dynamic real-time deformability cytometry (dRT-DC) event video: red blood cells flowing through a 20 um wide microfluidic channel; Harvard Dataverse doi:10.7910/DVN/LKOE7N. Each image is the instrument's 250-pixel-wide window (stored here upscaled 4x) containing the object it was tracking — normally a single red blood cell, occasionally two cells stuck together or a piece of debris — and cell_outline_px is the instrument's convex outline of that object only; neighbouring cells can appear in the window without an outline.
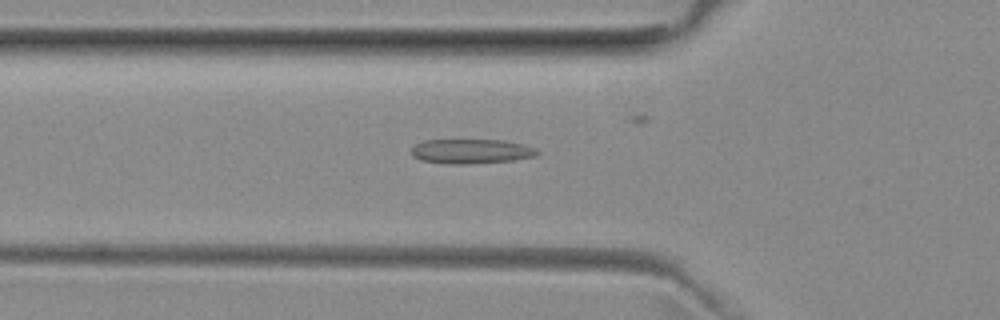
{"species": "common noctule bat (a hibernating species)", "species_latin": "Nyctalus noctula", "temperature_condition": "room temperature", "stored_images_in_passage": 41, "camera_frame_rate_fps": 3000, "um_per_image_px": 0.085, "animal": {"sex": "female", "body_mass_g": 29.2, "forearm_length_mm": 56.3}, "frame": {"image": 1, "passage_image": 17, "time_ms": 5.333, "image_size_px": [1000, 320], "cell_outline_px": [[540, 152], [536, 156], [512, 160], [464, 164], [444, 164], [420, 160], [412, 156], [412, 148], [416, 144], [424, 140], [504, 140], [524, 144], [536, 148]], "centroid_in_image_um": [40.05, 12.86], "position_along_channel_um": 85.7, "area_um2": 18.09}}
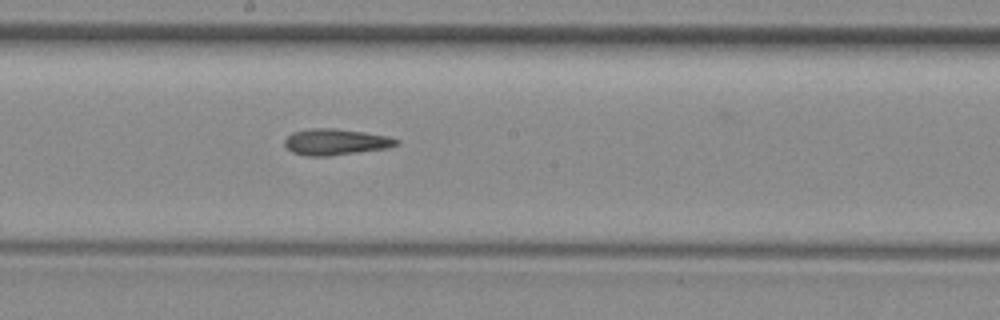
{"frame": {"image": 2, "passage_image": 27, "time_ms": 8.667, "image_size_px": [1000, 320], "cell_outline_px": [[400, 144], [388, 148], [328, 156], [308, 156], [292, 152], [284, 144], [284, 140], [292, 132], [312, 128], [336, 128], [364, 132], [388, 136], [400, 140]], "centroid_in_image_um": [28.55, 12.06], "position_along_channel_um": 219.6, "area_um2": 17.11}}
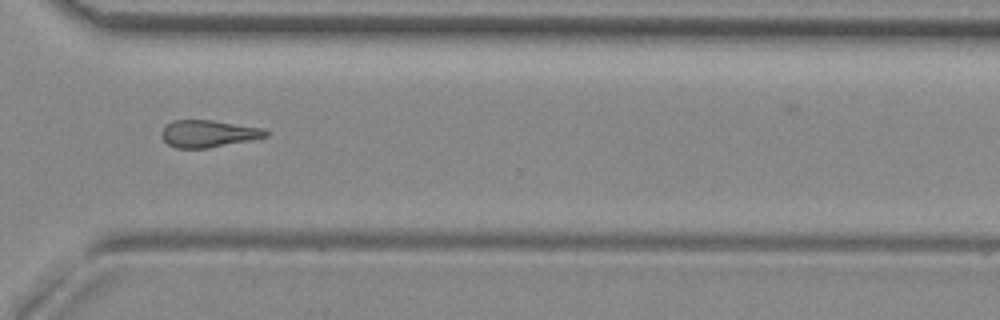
{"frame": {"image": 3, "passage_image": 37, "time_ms": 12.0, "image_size_px": [1000, 320], "cell_outline_px": [[272, 132], [268, 136], [256, 140], [208, 148], [176, 148], [168, 144], [160, 136], [160, 132], [172, 120], [212, 120], [264, 128]], "centroid_in_image_um": [17.78, 11.37], "position_along_channel_um": 352.8, "area_um2": 16.82}}